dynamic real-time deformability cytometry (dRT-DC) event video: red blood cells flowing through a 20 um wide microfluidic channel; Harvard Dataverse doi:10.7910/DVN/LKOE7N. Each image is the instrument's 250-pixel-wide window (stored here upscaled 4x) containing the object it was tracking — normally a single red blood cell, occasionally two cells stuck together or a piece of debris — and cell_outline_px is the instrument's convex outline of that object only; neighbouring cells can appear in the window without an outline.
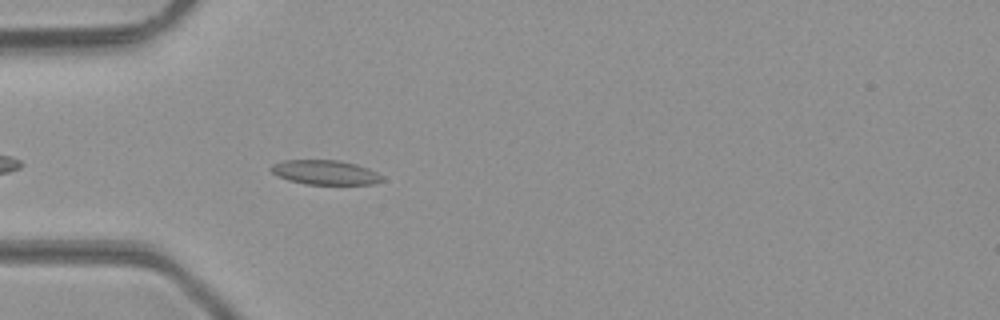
{"species": "common noctule bat (a hibernating species)", "species_latin": "Nyctalus noctula", "temperature_condition": "room temperature", "stored_images_in_passage": 36, "camera_frame_rate_fps": 3000, "um_per_image_px": 0.085, "animal": {"sex": "male", "body_mass_g": 23.1, "forearm_length_mm": 52.7}, "frame": {"image": 1, "passage_image": 4, "time_ms": 1.0, "image_size_px": [1000, 320], "cell_outline_px": [[384, 180], [372, 184], [304, 184], [288, 180], [272, 172], [268, 168], [272, 164], [284, 160], [340, 160], [356, 164], [368, 168], [384, 176]], "centroid_in_image_um": [27.64, 14.65], "position_along_channel_um": 57.4, "area_um2": 15.9}}
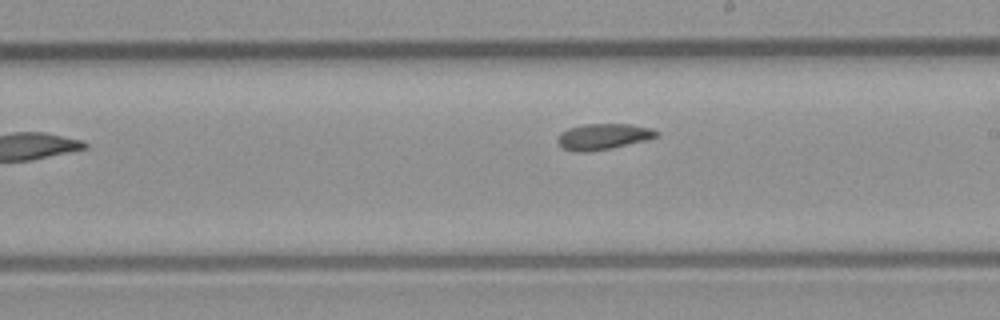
{"frame": {"image": 2, "passage_image": 18, "time_ms": 5.667, "image_size_px": [1000, 320], "cell_outline_px": [[660, 136], [648, 140], [612, 148], [588, 152], [576, 152], [560, 148], [556, 140], [560, 132], [568, 128], [584, 124], [632, 124], [652, 128], [660, 132]], "centroid_in_image_um": [51.28, 11.61], "position_along_channel_um": 237.7, "area_um2": 15.37}}
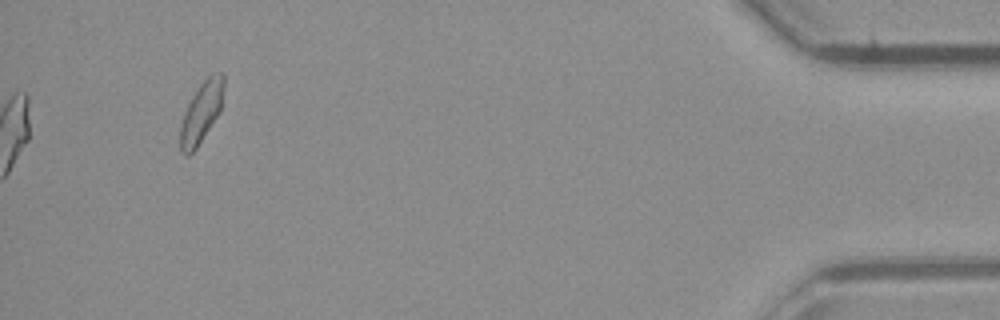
{"frame": {"image": 3, "passage_image": 36, "time_ms": 11.667, "image_size_px": [1000, 320], "cell_outline_px": [[224, 84], [220, 112], [196, 148], [188, 156], [184, 156], [180, 152], [180, 124], [184, 112], [192, 96], [200, 84], [212, 72], [224, 72]], "centroid_in_image_um": [17.11, 9.54], "position_along_channel_um": 418.1, "area_um2": 15.49}}